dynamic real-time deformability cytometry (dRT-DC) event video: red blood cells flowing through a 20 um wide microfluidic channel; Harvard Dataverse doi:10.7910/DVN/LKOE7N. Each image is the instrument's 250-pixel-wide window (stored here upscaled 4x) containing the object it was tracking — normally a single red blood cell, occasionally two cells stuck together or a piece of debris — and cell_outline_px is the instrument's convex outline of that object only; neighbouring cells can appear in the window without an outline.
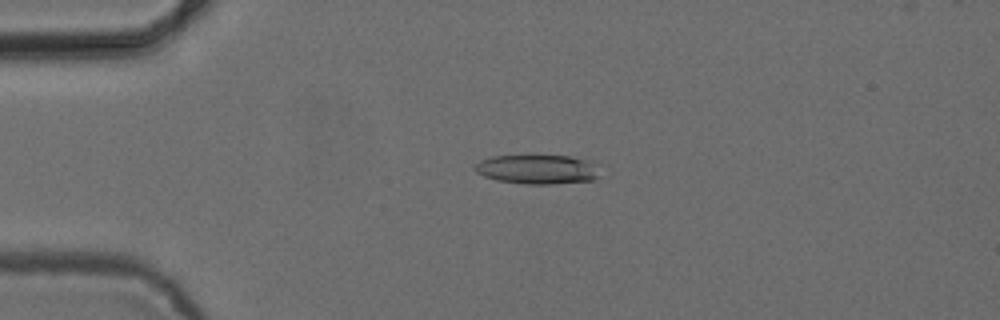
{"species": "common noctule bat (a hibernating species)", "species_latin": "Nyctalus noctula", "temperature_condition": "cold", "stored_images_in_passage": 53, "camera_frame_rate_fps": 3000, "um_per_image_px": 0.085, "animal": {"sex": "female", "body_mass_g": 24.6, "forearm_length_mm": 56.2}, "frame": {"image": 1, "passage_image": 13, "time_ms": 4.0, "image_size_px": [1000, 320], "cell_outline_px": [[604, 164], [600, 176], [592, 180], [548, 184], [524, 184], [496, 180], [484, 176], [476, 172], [472, 168], [480, 160], [492, 156], [572, 156], [596, 160]], "centroid_in_image_um": [45.83, 14.38], "position_along_channel_um": 39.2, "area_um2": 22.08}}
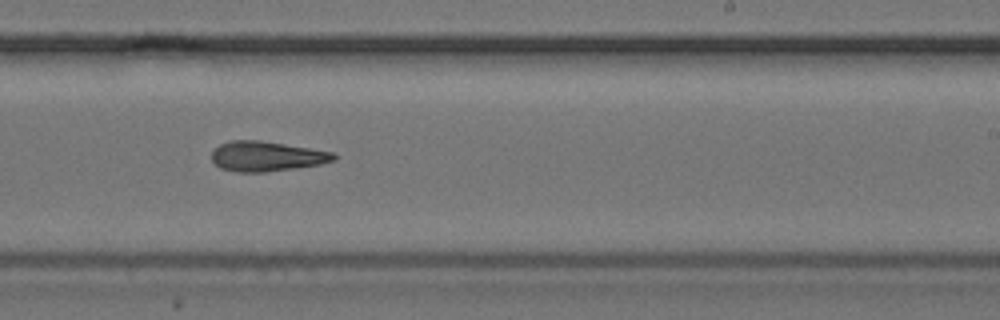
{"frame": {"image": 2, "passage_image": 33, "time_ms": 10.667, "image_size_px": [1000, 320], "cell_outline_px": [[336, 160], [320, 164], [296, 168], [264, 172], [236, 172], [220, 168], [212, 160], [212, 152], [220, 144], [232, 140], [260, 140], [336, 152]], "centroid_in_image_um": [22.69, 13.28], "position_along_channel_um": 266.3, "area_um2": 21.39}}
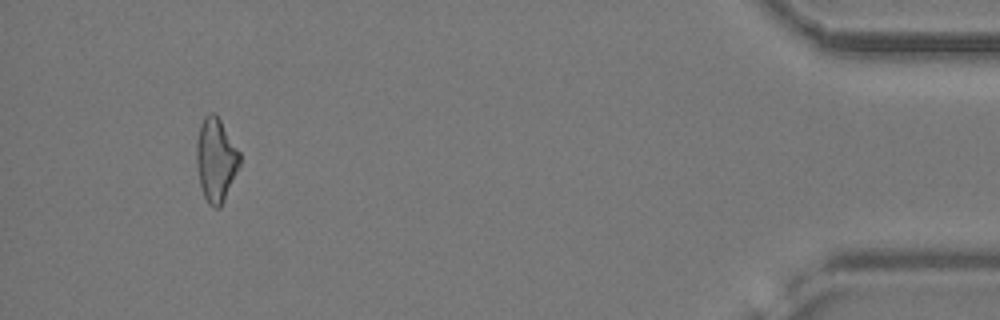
{"frame": {"image": 3, "passage_image": 50, "time_ms": 16.333, "image_size_px": [1000, 320], "cell_outline_px": [[240, 164], [224, 200], [220, 208], [212, 208], [208, 204], [204, 196], [200, 184], [196, 160], [196, 144], [200, 124], [204, 116], [208, 112], [216, 112], [240, 152]], "centroid_in_image_um": [18.34, 13.55], "position_along_channel_um": 416.9, "area_um2": 21.15}}